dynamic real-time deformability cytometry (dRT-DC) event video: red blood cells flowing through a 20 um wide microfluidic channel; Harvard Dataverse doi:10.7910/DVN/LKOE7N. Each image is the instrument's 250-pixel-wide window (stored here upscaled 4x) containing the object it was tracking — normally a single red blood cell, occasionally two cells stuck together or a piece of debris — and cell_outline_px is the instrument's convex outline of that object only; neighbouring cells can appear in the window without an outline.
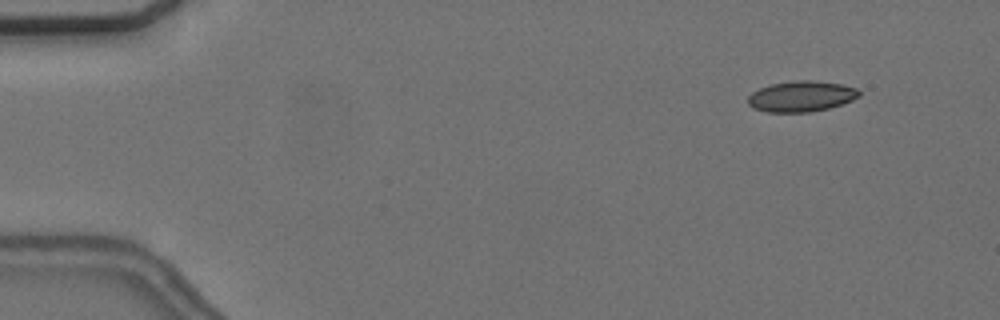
{"species": "common noctule bat (a hibernating species)", "species_latin": "Nyctalus noctula", "temperature_condition": "cold", "stored_images_in_passage": 5, "camera_frame_rate_fps": 3000, "um_per_image_px": 0.085, "animal": {"sex": "female", "body_mass_g": 24.6, "forearm_length_mm": 56.2}, "frame": {"image": 1, "passage_image": 1, "time_ms": 0.0, "image_size_px": [1000, 320], "cell_outline_px": [[860, 96], [852, 100], [828, 108], [808, 112], [768, 112], [752, 108], [748, 104], [748, 96], [752, 92], [760, 88], [772, 84], [796, 80], [812, 80], [840, 84], [856, 88], [860, 92]], "centroid_in_image_um": [68.09, 8.19], "position_along_channel_um": 16.9, "area_um2": 19.77}}